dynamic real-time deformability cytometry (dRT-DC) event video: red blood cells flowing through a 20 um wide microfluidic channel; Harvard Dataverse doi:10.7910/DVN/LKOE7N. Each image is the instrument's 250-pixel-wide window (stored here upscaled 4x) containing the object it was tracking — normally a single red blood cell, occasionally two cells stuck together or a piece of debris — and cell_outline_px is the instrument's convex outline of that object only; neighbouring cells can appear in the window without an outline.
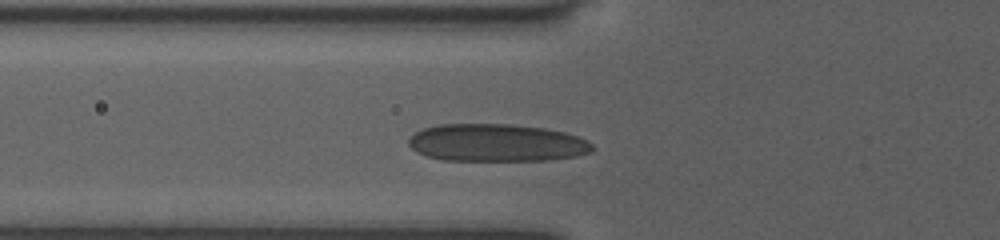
{"species": "human", "species_latin": "Homo sapiens", "temperature_condition": "room temperature", "stored_images_in_passage": 6, "camera_frame_rate_fps": 3000, "um_per_image_px": 0.085, "donor": {"sex": "female"}, "frame": {"image": 1, "passage_image": 3, "time_ms": 0.333, "image_size_px": [1000, 240], "cell_outline_px": [[592, 152], [576, 156], [548, 160], [444, 160], [428, 156], [416, 152], [408, 144], [408, 140], [416, 132], [424, 128], [440, 124], [512, 124], [544, 128], [564, 132], [588, 140], [592, 144]], "centroid_in_image_um": [42.22, 12.13], "position_along_channel_um": 83.6, "area_um2": 40.11}}